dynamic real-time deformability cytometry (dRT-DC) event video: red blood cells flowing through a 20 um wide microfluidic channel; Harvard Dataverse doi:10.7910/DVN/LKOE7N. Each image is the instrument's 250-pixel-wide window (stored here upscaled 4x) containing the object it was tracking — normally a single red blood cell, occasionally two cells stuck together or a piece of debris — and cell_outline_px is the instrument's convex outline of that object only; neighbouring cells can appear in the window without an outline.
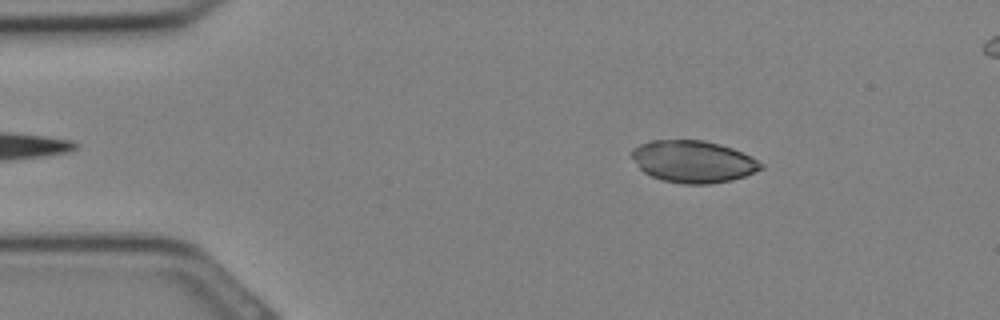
{"species": "Egyptian fruit bat (a non-hibernating species)", "species_latin": "Rousettus aegyptiacus", "temperature_condition": "cold", "stored_images_in_passage": 14, "camera_frame_rate_fps": 3000, "um_per_image_px": 0.085, "animal": {"sex": "female"}, "frame": {"image": 1, "passage_image": 4, "time_ms": 1.0, "image_size_px": [1000, 320], "cell_outline_px": [[764, 168], [744, 176], [732, 180], [708, 184], [684, 184], [660, 180], [644, 172], [640, 168], [632, 156], [632, 148], [640, 144], [652, 140], [704, 140], [720, 144], [732, 148], [752, 156], [764, 164]], "centroid_in_image_um": [58.94, 13.73], "position_along_channel_um": 26.1, "area_um2": 31.67}}
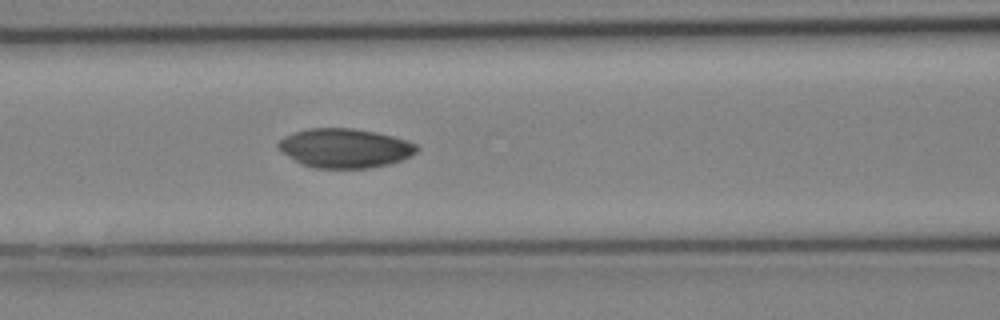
{"frame": {"image": 2, "passage_image": 12, "time_ms": 3.667, "image_size_px": [1000, 320], "cell_outline_px": [[420, 148], [412, 156], [388, 164], [368, 168], [312, 168], [300, 164], [276, 148], [276, 144], [284, 136], [308, 128], [352, 128], [376, 132], [408, 140], [416, 144]], "centroid_in_image_um": [29.3, 12.59], "position_along_channel_um": 137.3, "area_um2": 31.85}}
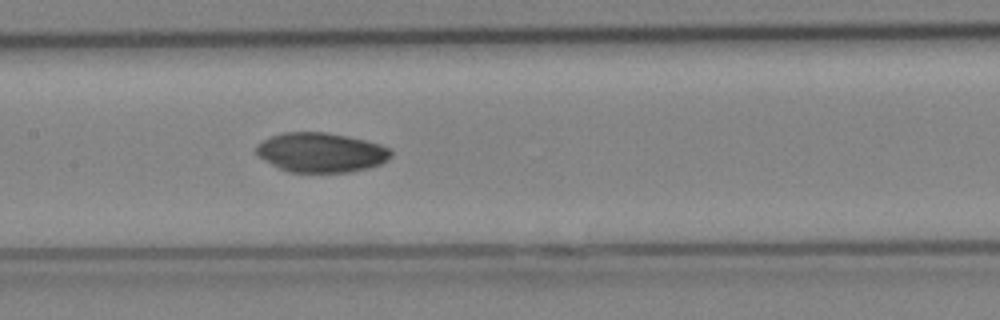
{"frame": {"image": 3, "passage_image": 14, "time_ms": 4.333, "image_size_px": [1000, 320], "cell_outline_px": [[392, 156], [388, 160], [380, 164], [368, 168], [348, 172], [288, 172], [256, 156], [256, 144], [272, 136], [284, 132], [324, 132], [348, 136], [380, 144], [392, 148]], "centroid_in_image_um": [27.3, 12.96], "position_along_channel_um": 180.1, "area_um2": 31.15}}